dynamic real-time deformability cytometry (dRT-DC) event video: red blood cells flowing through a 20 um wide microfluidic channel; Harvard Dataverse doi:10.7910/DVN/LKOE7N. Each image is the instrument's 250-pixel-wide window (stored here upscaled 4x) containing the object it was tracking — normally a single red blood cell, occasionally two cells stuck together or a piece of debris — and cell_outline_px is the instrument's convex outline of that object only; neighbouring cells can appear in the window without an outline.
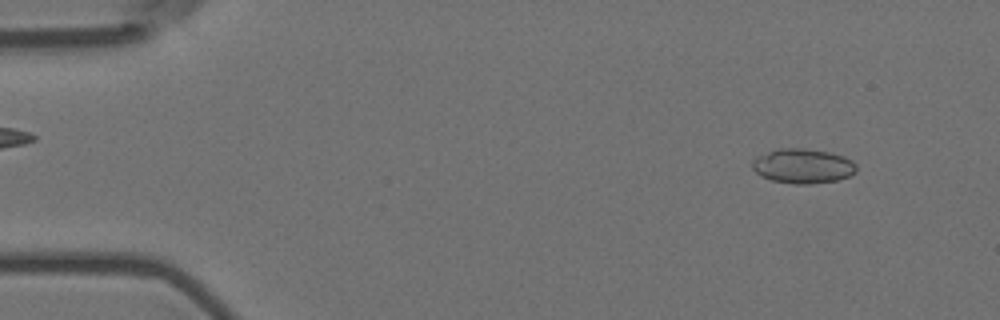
{"species": "Egyptian fruit bat (a non-hibernating species)", "species_latin": "Rousettus aegyptiacus", "temperature_condition": "room temperature", "stored_images_in_passage": 56, "camera_frame_rate_fps": 3000, "um_per_image_px": 0.085, "animal": {"sex": "female"}, "frame": {"image": 1, "passage_image": 5, "time_ms": 1.333, "image_size_px": [1000, 320], "cell_outline_px": [[856, 172], [848, 176], [836, 180], [812, 184], [792, 184], [772, 180], [760, 176], [752, 168], [752, 160], [756, 156], [780, 148], [804, 148], [828, 152], [844, 156], [852, 160], [856, 164]], "centroid_in_image_um": [68.23, 14.11], "position_along_channel_um": 16.8, "area_um2": 21.1}}
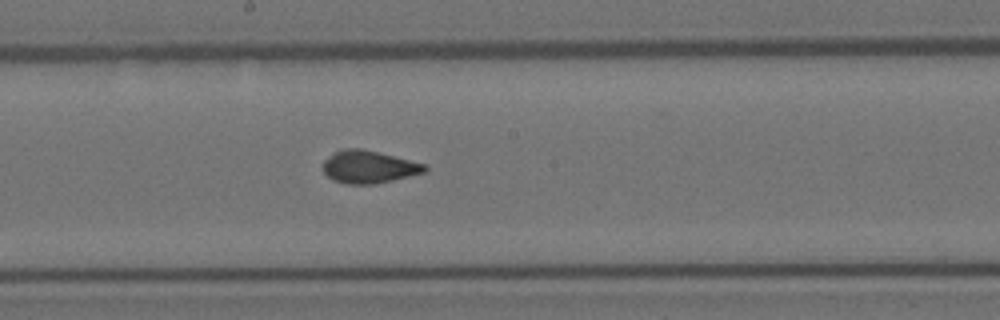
{"frame": {"image": 2, "passage_image": 30, "time_ms": 9.667, "image_size_px": [1000, 320], "cell_outline_px": [[428, 172], [376, 184], [344, 184], [332, 180], [324, 172], [324, 160], [340, 148], [360, 148], [424, 164], [428, 168]], "centroid_in_image_um": [31.34, 14.2], "position_along_channel_um": 216.9, "area_um2": 19.25}}
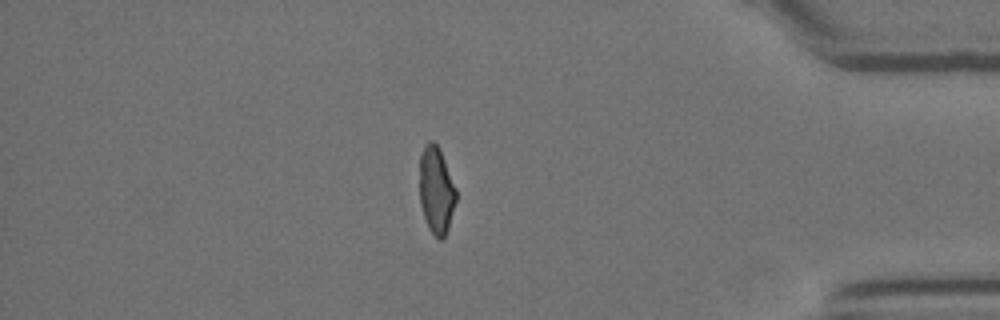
{"frame": {"image": 3, "passage_image": 48, "time_ms": 15.667, "image_size_px": [1000, 320], "cell_outline_px": [[456, 200], [448, 228], [444, 236], [440, 240], [428, 228], [420, 204], [420, 156], [424, 144], [428, 140], [432, 140], [440, 148], [456, 188]], "centroid_in_image_um": [37.07, 16.12], "position_along_channel_um": 398.1, "area_um2": 18.5}, "authors_computed_cell_mechanics": {"area_um2": 19.4208, "velocity_mm_per_s": 3.5992, "shape_relaxation_time_tau1_ms": null, "shape_relaxation_time_tau2_ms": 1.3926, "deformation_change_tau1": null, "deformation_change_tau2": 0.0555}}